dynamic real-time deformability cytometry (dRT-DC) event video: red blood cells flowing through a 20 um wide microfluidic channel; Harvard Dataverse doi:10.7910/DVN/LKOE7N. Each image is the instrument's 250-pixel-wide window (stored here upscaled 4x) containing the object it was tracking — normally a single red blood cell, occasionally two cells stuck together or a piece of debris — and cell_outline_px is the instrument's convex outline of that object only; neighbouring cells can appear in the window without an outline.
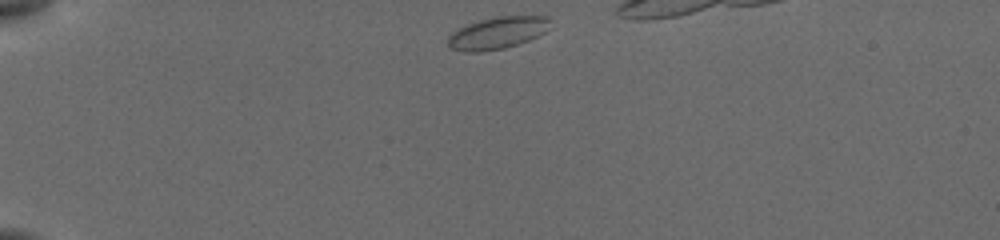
{"species": "common noctule bat (a hibernating species)", "species_latin": "Nyctalus noctula", "temperature_condition": "cold", "stored_images_in_passage": 35, "camera_frame_rate_fps": 3000, "um_per_image_px": 0.085, "animal": {"sex": "female", "body_mass_g": 19.5, "forearm_length_mm": 54.1}, "frame": {"image": 1, "passage_image": 1, "time_ms": 0.0, "image_size_px": [1000, 240], "cell_outline_px": [[552, 20], [544, 32], [528, 40], [504, 48], [480, 52], [464, 52], [452, 48], [448, 44], [448, 36], [452, 32], [468, 24], [480, 20], [496, 16], [548, 16]], "centroid_in_image_um": [42.27, 2.79], "position_along_channel_um": 42.7, "area_um2": 18.9}}
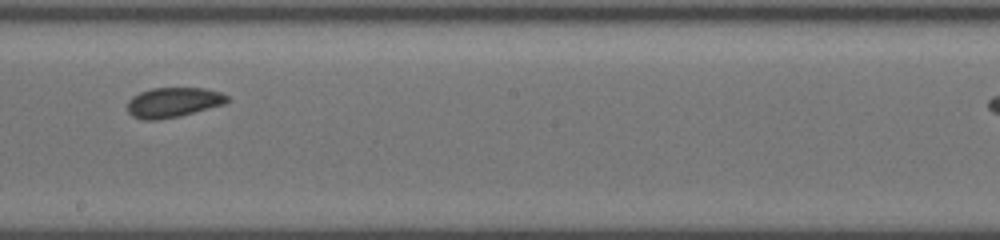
{"frame": {"image": 2, "passage_image": 19, "time_ms": 6.333, "image_size_px": [1000, 240], "cell_outline_px": [[228, 100], [224, 104], [180, 116], [156, 120], [144, 120], [132, 116], [128, 112], [128, 100], [132, 96], [140, 92], [152, 88], [204, 88], [220, 92], [228, 96]], "centroid_in_image_um": [14.7, 8.7], "position_along_channel_um": 233.5, "area_um2": 17.34}}
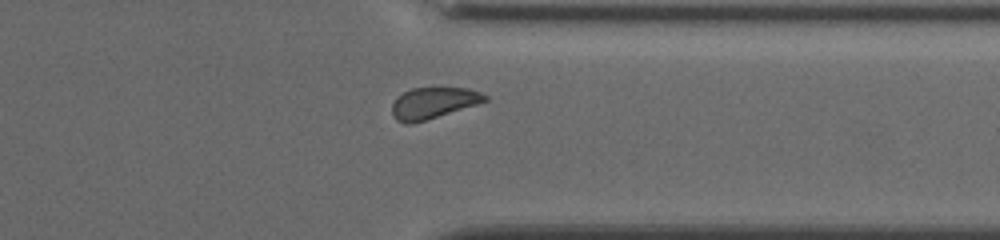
{"frame": {"image": 3, "passage_image": 30, "time_ms": 10.0, "image_size_px": [1000, 240], "cell_outline_px": [[488, 100], [476, 104], [412, 124], [404, 124], [396, 120], [392, 112], [392, 104], [396, 96], [412, 88], [468, 88], [480, 92], [488, 96]], "centroid_in_image_um": [36.79, 8.75], "position_along_channel_um": 374.6, "area_um2": 16.76}}